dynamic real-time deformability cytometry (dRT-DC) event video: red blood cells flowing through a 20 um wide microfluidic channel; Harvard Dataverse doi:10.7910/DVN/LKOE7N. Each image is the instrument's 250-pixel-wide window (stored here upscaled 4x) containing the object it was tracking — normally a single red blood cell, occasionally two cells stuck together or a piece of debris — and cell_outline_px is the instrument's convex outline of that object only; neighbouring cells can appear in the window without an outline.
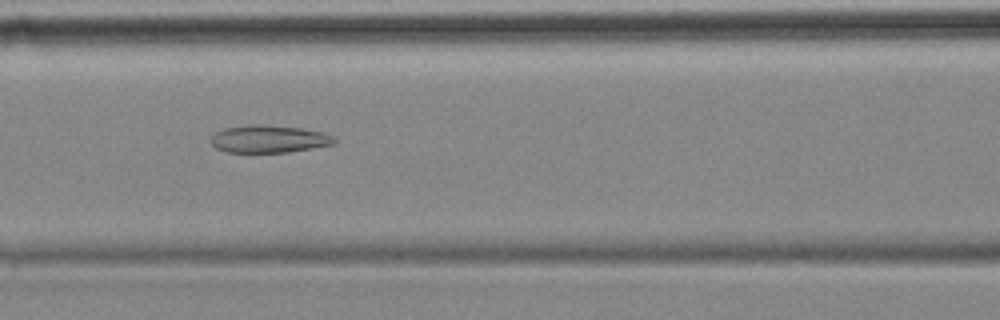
{"species": "common noctule bat (a hibernating species)", "species_latin": "Nyctalus noctula", "temperature_condition": "cold", "stored_images_in_passage": 53, "camera_frame_rate_fps": 3000, "um_per_image_px": 0.085, "animal": {"sex": "female", "body_mass_g": 18.4}, "frame": {"image": 1, "passage_image": 20, "time_ms": 6.333, "image_size_px": [1000, 320], "cell_outline_px": [[336, 140], [332, 144], [312, 148], [288, 152], [228, 152], [216, 148], [212, 144], [212, 136], [216, 132], [224, 128], [248, 124], [256, 124], [300, 128], [324, 132], [336, 136]], "centroid_in_image_um": [22.87, 11.8], "position_along_channel_um": 143.7, "area_um2": 19.71}}
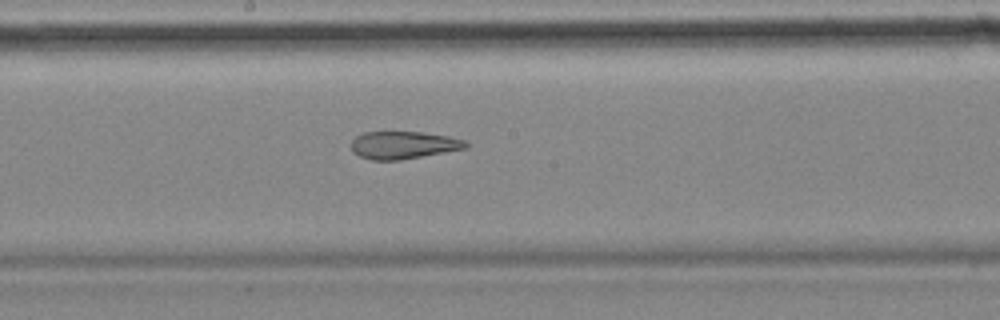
{"frame": {"image": 2, "passage_image": 26, "time_ms": 8.333, "image_size_px": [1000, 320], "cell_outline_px": [[468, 148], [400, 160], [372, 160], [360, 156], [352, 152], [352, 140], [356, 136], [364, 132], [424, 132], [448, 136], [464, 140], [468, 144]], "centroid_in_image_um": [34.29, 12.33], "position_along_channel_um": 213.9, "area_um2": 18.38}}
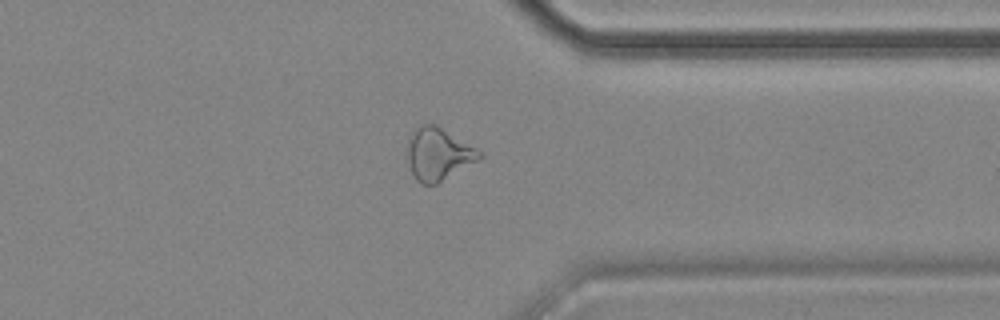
{"frame": {"image": 3, "passage_image": 40, "time_ms": 13.0, "image_size_px": [1000, 320], "cell_outline_px": [[484, 156], [436, 184], [420, 184], [416, 180], [408, 164], [408, 136], [420, 124], [436, 124], [484, 152]], "centroid_in_image_um": [37.25, 13.07], "position_along_channel_um": 374.1, "area_um2": 21.96}, "authors_computed_cell_mechanics": {"area_um2": 22.6576, "velocity_mm_per_s": 3.5255, "shape_relaxation_time_tau1_ms": null, "shape_relaxation_time_tau2_ms": 4.3599, "deformation_change_tau1": null, "deformation_change_tau2": 0.1424}}